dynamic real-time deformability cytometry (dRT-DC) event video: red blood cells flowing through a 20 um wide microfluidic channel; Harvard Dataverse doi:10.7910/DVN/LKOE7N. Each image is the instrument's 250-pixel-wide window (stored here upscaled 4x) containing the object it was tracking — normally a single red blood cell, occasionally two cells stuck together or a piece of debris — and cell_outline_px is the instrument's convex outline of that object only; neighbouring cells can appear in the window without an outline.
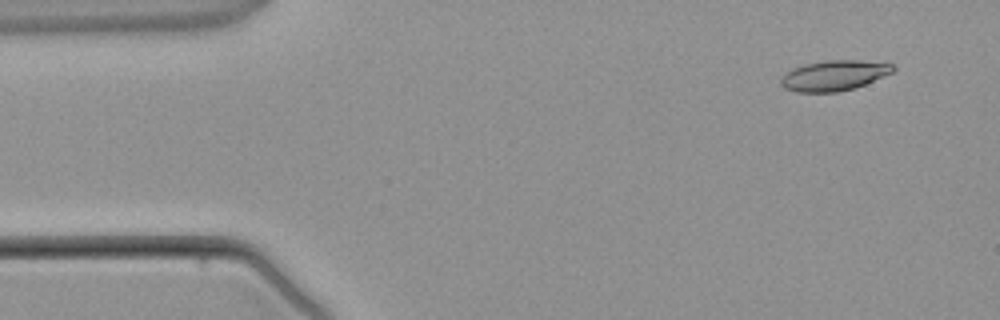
{"species": "common noctule bat (a hibernating species)", "species_latin": "Nyctalus noctula", "temperature_condition": "warm", "stored_images_in_passage": 4, "camera_frame_rate_fps": 3000, "um_per_image_px": 0.085, "animal": {"sex": "male", "body_mass_g": 21.5, "forearm_length_mm": 52.0}, "frame": {"image": 1, "passage_image": 1, "time_ms": 0.0, "image_size_px": [1000, 320], "cell_outline_px": [[896, 68], [892, 72], [856, 88], [840, 92], [796, 92], [784, 88], [780, 84], [780, 80], [792, 68], [804, 64], [828, 60], [860, 60], [892, 64]], "centroid_in_image_um": [70.88, 6.42], "position_along_channel_um": 14.1, "area_um2": 19.77}}